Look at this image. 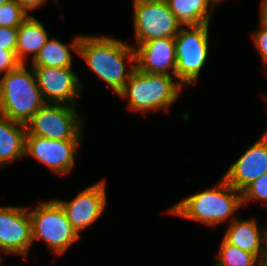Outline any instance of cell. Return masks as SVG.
<instances>
[{
    "label": "cell",
    "mask_w": 267,
    "mask_h": 266,
    "mask_svg": "<svg viewBox=\"0 0 267 266\" xmlns=\"http://www.w3.org/2000/svg\"><path fill=\"white\" fill-rule=\"evenodd\" d=\"M77 54L116 95L136 68L134 46L108 36L81 35ZM126 60L130 64L129 70L125 67Z\"/></svg>",
    "instance_id": "1"
},
{
    "label": "cell",
    "mask_w": 267,
    "mask_h": 266,
    "mask_svg": "<svg viewBox=\"0 0 267 266\" xmlns=\"http://www.w3.org/2000/svg\"><path fill=\"white\" fill-rule=\"evenodd\" d=\"M243 207L241 192L233 188L223 177L215 187L205 189L179 201L170 214L195 220L216 227L237 217L234 213ZM235 216V217H234Z\"/></svg>",
    "instance_id": "2"
},
{
    "label": "cell",
    "mask_w": 267,
    "mask_h": 266,
    "mask_svg": "<svg viewBox=\"0 0 267 266\" xmlns=\"http://www.w3.org/2000/svg\"><path fill=\"white\" fill-rule=\"evenodd\" d=\"M183 87L176 76L141 72L135 68L118 96L128 99V109L133 112L148 113L158 109L168 112Z\"/></svg>",
    "instance_id": "3"
},
{
    "label": "cell",
    "mask_w": 267,
    "mask_h": 266,
    "mask_svg": "<svg viewBox=\"0 0 267 266\" xmlns=\"http://www.w3.org/2000/svg\"><path fill=\"white\" fill-rule=\"evenodd\" d=\"M26 65L21 63L0 79V114L23 124L45 104L35 72Z\"/></svg>",
    "instance_id": "4"
},
{
    "label": "cell",
    "mask_w": 267,
    "mask_h": 266,
    "mask_svg": "<svg viewBox=\"0 0 267 266\" xmlns=\"http://www.w3.org/2000/svg\"><path fill=\"white\" fill-rule=\"evenodd\" d=\"M29 209L28 207L32 242L44 240L56 256L65 253L81 237L68 221L64 209L56 199L41 201L35 209Z\"/></svg>",
    "instance_id": "5"
},
{
    "label": "cell",
    "mask_w": 267,
    "mask_h": 266,
    "mask_svg": "<svg viewBox=\"0 0 267 266\" xmlns=\"http://www.w3.org/2000/svg\"><path fill=\"white\" fill-rule=\"evenodd\" d=\"M77 106L45 103L26 123V136L52 140H81L84 121Z\"/></svg>",
    "instance_id": "6"
},
{
    "label": "cell",
    "mask_w": 267,
    "mask_h": 266,
    "mask_svg": "<svg viewBox=\"0 0 267 266\" xmlns=\"http://www.w3.org/2000/svg\"><path fill=\"white\" fill-rule=\"evenodd\" d=\"M209 24L181 28L174 37L176 46V78L183 86H192L208 58Z\"/></svg>",
    "instance_id": "7"
},
{
    "label": "cell",
    "mask_w": 267,
    "mask_h": 266,
    "mask_svg": "<svg viewBox=\"0 0 267 266\" xmlns=\"http://www.w3.org/2000/svg\"><path fill=\"white\" fill-rule=\"evenodd\" d=\"M136 48L149 40L175 37L181 27L167 2L133 0Z\"/></svg>",
    "instance_id": "8"
},
{
    "label": "cell",
    "mask_w": 267,
    "mask_h": 266,
    "mask_svg": "<svg viewBox=\"0 0 267 266\" xmlns=\"http://www.w3.org/2000/svg\"><path fill=\"white\" fill-rule=\"evenodd\" d=\"M45 103L77 106L83 85L72 67L32 66Z\"/></svg>",
    "instance_id": "9"
},
{
    "label": "cell",
    "mask_w": 267,
    "mask_h": 266,
    "mask_svg": "<svg viewBox=\"0 0 267 266\" xmlns=\"http://www.w3.org/2000/svg\"><path fill=\"white\" fill-rule=\"evenodd\" d=\"M80 141L26 136L25 157L36 158L60 176L67 175L75 166Z\"/></svg>",
    "instance_id": "10"
},
{
    "label": "cell",
    "mask_w": 267,
    "mask_h": 266,
    "mask_svg": "<svg viewBox=\"0 0 267 266\" xmlns=\"http://www.w3.org/2000/svg\"><path fill=\"white\" fill-rule=\"evenodd\" d=\"M32 244L28 207L0 206V253L27 256Z\"/></svg>",
    "instance_id": "11"
},
{
    "label": "cell",
    "mask_w": 267,
    "mask_h": 266,
    "mask_svg": "<svg viewBox=\"0 0 267 266\" xmlns=\"http://www.w3.org/2000/svg\"><path fill=\"white\" fill-rule=\"evenodd\" d=\"M105 183L106 180H101L89 186L71 201L56 199L79 236L81 231L93 225L104 213L107 203Z\"/></svg>",
    "instance_id": "12"
},
{
    "label": "cell",
    "mask_w": 267,
    "mask_h": 266,
    "mask_svg": "<svg viewBox=\"0 0 267 266\" xmlns=\"http://www.w3.org/2000/svg\"><path fill=\"white\" fill-rule=\"evenodd\" d=\"M267 173V137L262 135L230 165L223 178L242 191L252 181Z\"/></svg>",
    "instance_id": "13"
},
{
    "label": "cell",
    "mask_w": 267,
    "mask_h": 266,
    "mask_svg": "<svg viewBox=\"0 0 267 266\" xmlns=\"http://www.w3.org/2000/svg\"><path fill=\"white\" fill-rule=\"evenodd\" d=\"M136 68L141 72L176 76V46L174 37L149 40L135 48Z\"/></svg>",
    "instance_id": "14"
},
{
    "label": "cell",
    "mask_w": 267,
    "mask_h": 266,
    "mask_svg": "<svg viewBox=\"0 0 267 266\" xmlns=\"http://www.w3.org/2000/svg\"><path fill=\"white\" fill-rule=\"evenodd\" d=\"M265 228L258 226L255 218L248 220L234 219L229 223L223 239L237 248L250 252L261 259Z\"/></svg>",
    "instance_id": "15"
},
{
    "label": "cell",
    "mask_w": 267,
    "mask_h": 266,
    "mask_svg": "<svg viewBox=\"0 0 267 266\" xmlns=\"http://www.w3.org/2000/svg\"><path fill=\"white\" fill-rule=\"evenodd\" d=\"M26 124L0 114V167L25 157Z\"/></svg>",
    "instance_id": "16"
},
{
    "label": "cell",
    "mask_w": 267,
    "mask_h": 266,
    "mask_svg": "<svg viewBox=\"0 0 267 266\" xmlns=\"http://www.w3.org/2000/svg\"><path fill=\"white\" fill-rule=\"evenodd\" d=\"M167 3L181 28L209 24L213 13L209 7L213 11L218 4L215 0H168Z\"/></svg>",
    "instance_id": "17"
},
{
    "label": "cell",
    "mask_w": 267,
    "mask_h": 266,
    "mask_svg": "<svg viewBox=\"0 0 267 266\" xmlns=\"http://www.w3.org/2000/svg\"><path fill=\"white\" fill-rule=\"evenodd\" d=\"M49 39L45 26L35 16L29 15L18 27L16 55L21 63H27V54L34 59Z\"/></svg>",
    "instance_id": "18"
},
{
    "label": "cell",
    "mask_w": 267,
    "mask_h": 266,
    "mask_svg": "<svg viewBox=\"0 0 267 266\" xmlns=\"http://www.w3.org/2000/svg\"><path fill=\"white\" fill-rule=\"evenodd\" d=\"M80 37L81 35L75 37L70 44H64L56 38L48 39L37 56L32 59V66L72 67L73 59L70 50L78 53Z\"/></svg>",
    "instance_id": "19"
},
{
    "label": "cell",
    "mask_w": 267,
    "mask_h": 266,
    "mask_svg": "<svg viewBox=\"0 0 267 266\" xmlns=\"http://www.w3.org/2000/svg\"><path fill=\"white\" fill-rule=\"evenodd\" d=\"M260 259L222 239L214 266H258ZM257 264V265H256Z\"/></svg>",
    "instance_id": "20"
},
{
    "label": "cell",
    "mask_w": 267,
    "mask_h": 266,
    "mask_svg": "<svg viewBox=\"0 0 267 266\" xmlns=\"http://www.w3.org/2000/svg\"><path fill=\"white\" fill-rule=\"evenodd\" d=\"M28 16L14 0L0 5V27L18 28Z\"/></svg>",
    "instance_id": "21"
},
{
    "label": "cell",
    "mask_w": 267,
    "mask_h": 266,
    "mask_svg": "<svg viewBox=\"0 0 267 266\" xmlns=\"http://www.w3.org/2000/svg\"><path fill=\"white\" fill-rule=\"evenodd\" d=\"M242 204L246 205L250 201H261L267 204V173L252 181L241 191Z\"/></svg>",
    "instance_id": "22"
},
{
    "label": "cell",
    "mask_w": 267,
    "mask_h": 266,
    "mask_svg": "<svg viewBox=\"0 0 267 266\" xmlns=\"http://www.w3.org/2000/svg\"><path fill=\"white\" fill-rule=\"evenodd\" d=\"M21 62L18 60L16 50H3L0 48V74L10 72L17 68Z\"/></svg>",
    "instance_id": "23"
},
{
    "label": "cell",
    "mask_w": 267,
    "mask_h": 266,
    "mask_svg": "<svg viewBox=\"0 0 267 266\" xmlns=\"http://www.w3.org/2000/svg\"><path fill=\"white\" fill-rule=\"evenodd\" d=\"M18 28L0 27V48L3 50H16Z\"/></svg>",
    "instance_id": "24"
},
{
    "label": "cell",
    "mask_w": 267,
    "mask_h": 266,
    "mask_svg": "<svg viewBox=\"0 0 267 266\" xmlns=\"http://www.w3.org/2000/svg\"><path fill=\"white\" fill-rule=\"evenodd\" d=\"M252 38L264 65L267 66V29L261 26L253 33Z\"/></svg>",
    "instance_id": "25"
},
{
    "label": "cell",
    "mask_w": 267,
    "mask_h": 266,
    "mask_svg": "<svg viewBox=\"0 0 267 266\" xmlns=\"http://www.w3.org/2000/svg\"><path fill=\"white\" fill-rule=\"evenodd\" d=\"M27 14L28 11L36 10L38 7H41L43 4H46L47 0H14ZM56 3L59 0H53Z\"/></svg>",
    "instance_id": "26"
},
{
    "label": "cell",
    "mask_w": 267,
    "mask_h": 266,
    "mask_svg": "<svg viewBox=\"0 0 267 266\" xmlns=\"http://www.w3.org/2000/svg\"><path fill=\"white\" fill-rule=\"evenodd\" d=\"M261 262L264 264H267V233H264V238H263V254L260 259Z\"/></svg>",
    "instance_id": "27"
},
{
    "label": "cell",
    "mask_w": 267,
    "mask_h": 266,
    "mask_svg": "<svg viewBox=\"0 0 267 266\" xmlns=\"http://www.w3.org/2000/svg\"><path fill=\"white\" fill-rule=\"evenodd\" d=\"M260 15H267V0H262L261 1Z\"/></svg>",
    "instance_id": "28"
},
{
    "label": "cell",
    "mask_w": 267,
    "mask_h": 266,
    "mask_svg": "<svg viewBox=\"0 0 267 266\" xmlns=\"http://www.w3.org/2000/svg\"><path fill=\"white\" fill-rule=\"evenodd\" d=\"M260 26L267 29V15H260Z\"/></svg>",
    "instance_id": "29"
},
{
    "label": "cell",
    "mask_w": 267,
    "mask_h": 266,
    "mask_svg": "<svg viewBox=\"0 0 267 266\" xmlns=\"http://www.w3.org/2000/svg\"><path fill=\"white\" fill-rule=\"evenodd\" d=\"M147 1L167 2L168 0H147Z\"/></svg>",
    "instance_id": "30"
},
{
    "label": "cell",
    "mask_w": 267,
    "mask_h": 266,
    "mask_svg": "<svg viewBox=\"0 0 267 266\" xmlns=\"http://www.w3.org/2000/svg\"><path fill=\"white\" fill-rule=\"evenodd\" d=\"M8 1H9V0H0V5L6 3V2H8Z\"/></svg>",
    "instance_id": "31"
},
{
    "label": "cell",
    "mask_w": 267,
    "mask_h": 266,
    "mask_svg": "<svg viewBox=\"0 0 267 266\" xmlns=\"http://www.w3.org/2000/svg\"><path fill=\"white\" fill-rule=\"evenodd\" d=\"M258 266H267V264H264L263 262H259Z\"/></svg>",
    "instance_id": "32"
},
{
    "label": "cell",
    "mask_w": 267,
    "mask_h": 266,
    "mask_svg": "<svg viewBox=\"0 0 267 266\" xmlns=\"http://www.w3.org/2000/svg\"><path fill=\"white\" fill-rule=\"evenodd\" d=\"M266 102H267V96L265 97ZM263 135H265L267 137V130L263 133Z\"/></svg>",
    "instance_id": "33"
},
{
    "label": "cell",
    "mask_w": 267,
    "mask_h": 266,
    "mask_svg": "<svg viewBox=\"0 0 267 266\" xmlns=\"http://www.w3.org/2000/svg\"><path fill=\"white\" fill-rule=\"evenodd\" d=\"M217 3H219V2H222V1H224V0H215Z\"/></svg>",
    "instance_id": "34"
},
{
    "label": "cell",
    "mask_w": 267,
    "mask_h": 266,
    "mask_svg": "<svg viewBox=\"0 0 267 266\" xmlns=\"http://www.w3.org/2000/svg\"><path fill=\"white\" fill-rule=\"evenodd\" d=\"M264 228H265V232L267 233V225H265V227H264Z\"/></svg>",
    "instance_id": "35"
}]
</instances>
